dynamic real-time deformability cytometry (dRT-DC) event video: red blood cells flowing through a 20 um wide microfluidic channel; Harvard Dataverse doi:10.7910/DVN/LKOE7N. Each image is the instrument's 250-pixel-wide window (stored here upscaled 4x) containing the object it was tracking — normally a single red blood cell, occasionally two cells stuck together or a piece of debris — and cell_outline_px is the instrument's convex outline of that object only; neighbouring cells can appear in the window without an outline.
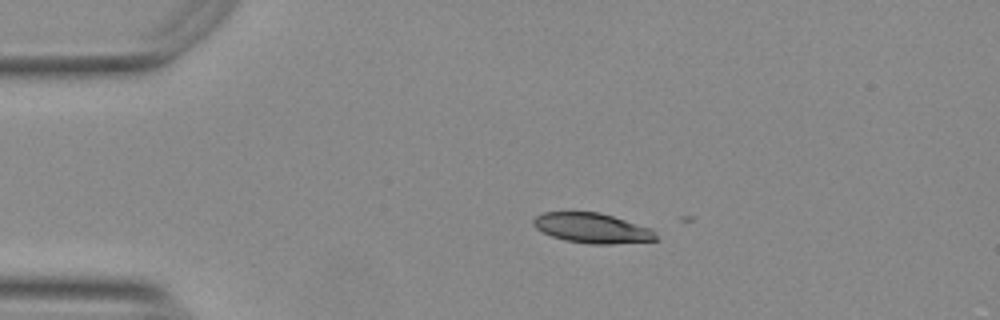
{"species": "Egyptian fruit bat (a non-hibernating species)", "species_latin": "Rousettus aegyptiacus", "temperature_condition": "warm", "stored_images_in_passage": 2, "camera_frame_rate_fps": 3000, "um_per_image_px": 0.085, "animal": {"sex": "female"}, "frame": {"image": 1, "passage_image": 1, "time_ms": 0.0, "image_size_px": [1000, 320], "cell_outline_px": [[660, 240], [612, 244], [592, 244], [564, 240], [552, 236], [536, 228], [532, 224], [532, 220], [536, 216], [544, 212], [600, 212], [652, 228], [656, 232]], "centroid_in_image_um": [50.38, 19.39], "position_along_channel_um": 34.6, "area_um2": 21.56}}